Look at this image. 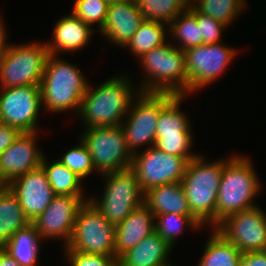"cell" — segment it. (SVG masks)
Masks as SVG:
<instances>
[{"mask_svg": "<svg viewBox=\"0 0 266 266\" xmlns=\"http://www.w3.org/2000/svg\"><path fill=\"white\" fill-rule=\"evenodd\" d=\"M120 75L108 78L93 90L88 84L77 112L82 117L85 129L122 125L135 95L140 90L132 86L134 84L128 75Z\"/></svg>", "mask_w": 266, "mask_h": 266, "instance_id": "cell-1", "label": "cell"}, {"mask_svg": "<svg viewBox=\"0 0 266 266\" xmlns=\"http://www.w3.org/2000/svg\"><path fill=\"white\" fill-rule=\"evenodd\" d=\"M230 158L205 162L198 154L189 161L181 181L191 214L204 226L216 227V201L225 163Z\"/></svg>", "mask_w": 266, "mask_h": 266, "instance_id": "cell-2", "label": "cell"}, {"mask_svg": "<svg viewBox=\"0 0 266 266\" xmlns=\"http://www.w3.org/2000/svg\"><path fill=\"white\" fill-rule=\"evenodd\" d=\"M77 66L49 55L40 84L42 107L49 112L80 110L89 82Z\"/></svg>", "mask_w": 266, "mask_h": 266, "instance_id": "cell-3", "label": "cell"}, {"mask_svg": "<svg viewBox=\"0 0 266 266\" xmlns=\"http://www.w3.org/2000/svg\"><path fill=\"white\" fill-rule=\"evenodd\" d=\"M254 170L243 155H232L225 163L217 194L216 226L230 214L257 206L253 200L261 184Z\"/></svg>", "mask_w": 266, "mask_h": 266, "instance_id": "cell-4", "label": "cell"}, {"mask_svg": "<svg viewBox=\"0 0 266 266\" xmlns=\"http://www.w3.org/2000/svg\"><path fill=\"white\" fill-rule=\"evenodd\" d=\"M146 80L140 84V92L172 93L188 95V76L185 53L170 41L153 48L138 58Z\"/></svg>", "mask_w": 266, "mask_h": 266, "instance_id": "cell-5", "label": "cell"}, {"mask_svg": "<svg viewBox=\"0 0 266 266\" xmlns=\"http://www.w3.org/2000/svg\"><path fill=\"white\" fill-rule=\"evenodd\" d=\"M100 176L105 178L106 183L103 197H99V200L93 195L89 198V202L116 226L144 204V192L131 169L107 172Z\"/></svg>", "mask_w": 266, "mask_h": 266, "instance_id": "cell-6", "label": "cell"}, {"mask_svg": "<svg viewBox=\"0 0 266 266\" xmlns=\"http://www.w3.org/2000/svg\"><path fill=\"white\" fill-rule=\"evenodd\" d=\"M175 96L172 93L139 92L133 99L121 125L133 154L143 144H149L147 148L155 146L160 113Z\"/></svg>", "mask_w": 266, "mask_h": 266, "instance_id": "cell-7", "label": "cell"}, {"mask_svg": "<svg viewBox=\"0 0 266 266\" xmlns=\"http://www.w3.org/2000/svg\"><path fill=\"white\" fill-rule=\"evenodd\" d=\"M79 138L86 144L93 166L100 175L130 169L133 153L121 126L83 129Z\"/></svg>", "mask_w": 266, "mask_h": 266, "instance_id": "cell-8", "label": "cell"}, {"mask_svg": "<svg viewBox=\"0 0 266 266\" xmlns=\"http://www.w3.org/2000/svg\"><path fill=\"white\" fill-rule=\"evenodd\" d=\"M46 43L7 46L0 74V88L40 86L49 56Z\"/></svg>", "mask_w": 266, "mask_h": 266, "instance_id": "cell-9", "label": "cell"}, {"mask_svg": "<svg viewBox=\"0 0 266 266\" xmlns=\"http://www.w3.org/2000/svg\"><path fill=\"white\" fill-rule=\"evenodd\" d=\"M115 225L89 201L78 210L74 230L67 247L87 254L115 256Z\"/></svg>", "mask_w": 266, "mask_h": 266, "instance_id": "cell-10", "label": "cell"}, {"mask_svg": "<svg viewBox=\"0 0 266 266\" xmlns=\"http://www.w3.org/2000/svg\"><path fill=\"white\" fill-rule=\"evenodd\" d=\"M188 163L184 157L167 154L152 146L142 153L140 150L133 154L130 169L136 174L141 190L145 193L157 186L181 182Z\"/></svg>", "mask_w": 266, "mask_h": 266, "instance_id": "cell-11", "label": "cell"}, {"mask_svg": "<svg viewBox=\"0 0 266 266\" xmlns=\"http://www.w3.org/2000/svg\"><path fill=\"white\" fill-rule=\"evenodd\" d=\"M184 53L189 95L219 79L237 56L235 48L226 47L222 42L191 47Z\"/></svg>", "mask_w": 266, "mask_h": 266, "instance_id": "cell-12", "label": "cell"}, {"mask_svg": "<svg viewBox=\"0 0 266 266\" xmlns=\"http://www.w3.org/2000/svg\"><path fill=\"white\" fill-rule=\"evenodd\" d=\"M186 95H176L161 111L156 129L155 147L191 161L198 154L190 151L193 136L188 116L180 109Z\"/></svg>", "mask_w": 266, "mask_h": 266, "instance_id": "cell-13", "label": "cell"}, {"mask_svg": "<svg viewBox=\"0 0 266 266\" xmlns=\"http://www.w3.org/2000/svg\"><path fill=\"white\" fill-rule=\"evenodd\" d=\"M215 229L243 254L266 251V213L259 206L228 215Z\"/></svg>", "mask_w": 266, "mask_h": 266, "instance_id": "cell-14", "label": "cell"}, {"mask_svg": "<svg viewBox=\"0 0 266 266\" xmlns=\"http://www.w3.org/2000/svg\"><path fill=\"white\" fill-rule=\"evenodd\" d=\"M0 122L22 132H37L42 107L40 86L26 85L2 89Z\"/></svg>", "mask_w": 266, "mask_h": 266, "instance_id": "cell-15", "label": "cell"}, {"mask_svg": "<svg viewBox=\"0 0 266 266\" xmlns=\"http://www.w3.org/2000/svg\"><path fill=\"white\" fill-rule=\"evenodd\" d=\"M86 196L55 195L50 205L32 223L45 239H64L69 244L79 208L89 201Z\"/></svg>", "mask_w": 266, "mask_h": 266, "instance_id": "cell-16", "label": "cell"}, {"mask_svg": "<svg viewBox=\"0 0 266 266\" xmlns=\"http://www.w3.org/2000/svg\"><path fill=\"white\" fill-rule=\"evenodd\" d=\"M36 135L37 132L20 133L0 155V185H8L15 178L41 165L45 155L37 147Z\"/></svg>", "mask_w": 266, "mask_h": 266, "instance_id": "cell-17", "label": "cell"}, {"mask_svg": "<svg viewBox=\"0 0 266 266\" xmlns=\"http://www.w3.org/2000/svg\"><path fill=\"white\" fill-rule=\"evenodd\" d=\"M7 186L17 196L30 222L45 211L55 196L41 166L15 178Z\"/></svg>", "mask_w": 266, "mask_h": 266, "instance_id": "cell-18", "label": "cell"}, {"mask_svg": "<svg viewBox=\"0 0 266 266\" xmlns=\"http://www.w3.org/2000/svg\"><path fill=\"white\" fill-rule=\"evenodd\" d=\"M144 22L135 0L110 3L105 23L99 32L110 43L124 48Z\"/></svg>", "mask_w": 266, "mask_h": 266, "instance_id": "cell-19", "label": "cell"}, {"mask_svg": "<svg viewBox=\"0 0 266 266\" xmlns=\"http://www.w3.org/2000/svg\"><path fill=\"white\" fill-rule=\"evenodd\" d=\"M155 215L143 204L115 226V257L155 232Z\"/></svg>", "mask_w": 266, "mask_h": 266, "instance_id": "cell-20", "label": "cell"}, {"mask_svg": "<svg viewBox=\"0 0 266 266\" xmlns=\"http://www.w3.org/2000/svg\"><path fill=\"white\" fill-rule=\"evenodd\" d=\"M94 28L84 23L72 13L57 21L54 27L53 39L46 42L49 54L58 55V52H77L90 42Z\"/></svg>", "mask_w": 266, "mask_h": 266, "instance_id": "cell-21", "label": "cell"}, {"mask_svg": "<svg viewBox=\"0 0 266 266\" xmlns=\"http://www.w3.org/2000/svg\"><path fill=\"white\" fill-rule=\"evenodd\" d=\"M173 247L156 232L147 236L117 259L118 266H162Z\"/></svg>", "mask_w": 266, "mask_h": 266, "instance_id": "cell-22", "label": "cell"}, {"mask_svg": "<svg viewBox=\"0 0 266 266\" xmlns=\"http://www.w3.org/2000/svg\"><path fill=\"white\" fill-rule=\"evenodd\" d=\"M144 205L156 216L192 215L181 182L154 187L144 193Z\"/></svg>", "mask_w": 266, "mask_h": 266, "instance_id": "cell-23", "label": "cell"}, {"mask_svg": "<svg viewBox=\"0 0 266 266\" xmlns=\"http://www.w3.org/2000/svg\"><path fill=\"white\" fill-rule=\"evenodd\" d=\"M44 239L40 236L32 222L18 229L2 247L21 266H37L40 242Z\"/></svg>", "mask_w": 266, "mask_h": 266, "instance_id": "cell-24", "label": "cell"}, {"mask_svg": "<svg viewBox=\"0 0 266 266\" xmlns=\"http://www.w3.org/2000/svg\"><path fill=\"white\" fill-rule=\"evenodd\" d=\"M30 221L24 215L17 196L7 185H0V248Z\"/></svg>", "mask_w": 266, "mask_h": 266, "instance_id": "cell-25", "label": "cell"}, {"mask_svg": "<svg viewBox=\"0 0 266 266\" xmlns=\"http://www.w3.org/2000/svg\"><path fill=\"white\" fill-rule=\"evenodd\" d=\"M198 266H241L243 253L213 228Z\"/></svg>", "mask_w": 266, "mask_h": 266, "instance_id": "cell-26", "label": "cell"}, {"mask_svg": "<svg viewBox=\"0 0 266 266\" xmlns=\"http://www.w3.org/2000/svg\"><path fill=\"white\" fill-rule=\"evenodd\" d=\"M43 156L41 168L46 174L55 195L84 196L82 180L75 172L69 170L59 160L54 163L47 162Z\"/></svg>", "mask_w": 266, "mask_h": 266, "instance_id": "cell-27", "label": "cell"}, {"mask_svg": "<svg viewBox=\"0 0 266 266\" xmlns=\"http://www.w3.org/2000/svg\"><path fill=\"white\" fill-rule=\"evenodd\" d=\"M169 33L178 40L182 51L203 44L200 27L197 22V9L190 3L189 7L168 25Z\"/></svg>", "mask_w": 266, "mask_h": 266, "instance_id": "cell-28", "label": "cell"}, {"mask_svg": "<svg viewBox=\"0 0 266 266\" xmlns=\"http://www.w3.org/2000/svg\"><path fill=\"white\" fill-rule=\"evenodd\" d=\"M167 29L168 25L161 22L145 21L124 48L130 49L133 56L138 59L167 42Z\"/></svg>", "mask_w": 266, "mask_h": 266, "instance_id": "cell-29", "label": "cell"}, {"mask_svg": "<svg viewBox=\"0 0 266 266\" xmlns=\"http://www.w3.org/2000/svg\"><path fill=\"white\" fill-rule=\"evenodd\" d=\"M135 2L145 21L161 22L166 25L173 22L190 4L188 0H135Z\"/></svg>", "mask_w": 266, "mask_h": 266, "instance_id": "cell-30", "label": "cell"}, {"mask_svg": "<svg viewBox=\"0 0 266 266\" xmlns=\"http://www.w3.org/2000/svg\"><path fill=\"white\" fill-rule=\"evenodd\" d=\"M199 12L209 15L227 26H231L246 6L245 0H192Z\"/></svg>", "mask_w": 266, "mask_h": 266, "instance_id": "cell-31", "label": "cell"}, {"mask_svg": "<svg viewBox=\"0 0 266 266\" xmlns=\"http://www.w3.org/2000/svg\"><path fill=\"white\" fill-rule=\"evenodd\" d=\"M155 221V232L172 247L185 226L194 230L203 227L193 215L161 214L155 216Z\"/></svg>", "mask_w": 266, "mask_h": 266, "instance_id": "cell-32", "label": "cell"}, {"mask_svg": "<svg viewBox=\"0 0 266 266\" xmlns=\"http://www.w3.org/2000/svg\"><path fill=\"white\" fill-rule=\"evenodd\" d=\"M110 2L108 0H75L72 14L91 28L98 23L100 31L105 23Z\"/></svg>", "mask_w": 266, "mask_h": 266, "instance_id": "cell-33", "label": "cell"}, {"mask_svg": "<svg viewBox=\"0 0 266 266\" xmlns=\"http://www.w3.org/2000/svg\"><path fill=\"white\" fill-rule=\"evenodd\" d=\"M59 161L81 179L87 178L93 171H96L89 150L82 139H79L78 145L76 144L65 152Z\"/></svg>", "mask_w": 266, "mask_h": 266, "instance_id": "cell-34", "label": "cell"}, {"mask_svg": "<svg viewBox=\"0 0 266 266\" xmlns=\"http://www.w3.org/2000/svg\"><path fill=\"white\" fill-rule=\"evenodd\" d=\"M64 253L70 266H118L115 256L79 253L70 248H64Z\"/></svg>", "mask_w": 266, "mask_h": 266, "instance_id": "cell-35", "label": "cell"}, {"mask_svg": "<svg viewBox=\"0 0 266 266\" xmlns=\"http://www.w3.org/2000/svg\"><path fill=\"white\" fill-rule=\"evenodd\" d=\"M197 22L200 27L203 44H213L221 42L223 31L228 27L213 17L201 13L197 10Z\"/></svg>", "mask_w": 266, "mask_h": 266, "instance_id": "cell-36", "label": "cell"}, {"mask_svg": "<svg viewBox=\"0 0 266 266\" xmlns=\"http://www.w3.org/2000/svg\"><path fill=\"white\" fill-rule=\"evenodd\" d=\"M21 132L0 122V155L7 149Z\"/></svg>", "mask_w": 266, "mask_h": 266, "instance_id": "cell-37", "label": "cell"}, {"mask_svg": "<svg viewBox=\"0 0 266 266\" xmlns=\"http://www.w3.org/2000/svg\"><path fill=\"white\" fill-rule=\"evenodd\" d=\"M241 266H266V251L244 253Z\"/></svg>", "mask_w": 266, "mask_h": 266, "instance_id": "cell-38", "label": "cell"}, {"mask_svg": "<svg viewBox=\"0 0 266 266\" xmlns=\"http://www.w3.org/2000/svg\"><path fill=\"white\" fill-rule=\"evenodd\" d=\"M4 27V21L0 15V74H1V67L3 64V60L7 51L8 42H6V32Z\"/></svg>", "mask_w": 266, "mask_h": 266, "instance_id": "cell-39", "label": "cell"}, {"mask_svg": "<svg viewBox=\"0 0 266 266\" xmlns=\"http://www.w3.org/2000/svg\"><path fill=\"white\" fill-rule=\"evenodd\" d=\"M0 266H21L15 259L8 253L0 248Z\"/></svg>", "mask_w": 266, "mask_h": 266, "instance_id": "cell-40", "label": "cell"}, {"mask_svg": "<svg viewBox=\"0 0 266 266\" xmlns=\"http://www.w3.org/2000/svg\"><path fill=\"white\" fill-rule=\"evenodd\" d=\"M110 3H118V2H128L131 0H108Z\"/></svg>", "mask_w": 266, "mask_h": 266, "instance_id": "cell-41", "label": "cell"}, {"mask_svg": "<svg viewBox=\"0 0 266 266\" xmlns=\"http://www.w3.org/2000/svg\"><path fill=\"white\" fill-rule=\"evenodd\" d=\"M162 266H172V265H171V263L169 264V262H168V263H166V264H164Z\"/></svg>", "mask_w": 266, "mask_h": 266, "instance_id": "cell-42", "label": "cell"}]
</instances>
